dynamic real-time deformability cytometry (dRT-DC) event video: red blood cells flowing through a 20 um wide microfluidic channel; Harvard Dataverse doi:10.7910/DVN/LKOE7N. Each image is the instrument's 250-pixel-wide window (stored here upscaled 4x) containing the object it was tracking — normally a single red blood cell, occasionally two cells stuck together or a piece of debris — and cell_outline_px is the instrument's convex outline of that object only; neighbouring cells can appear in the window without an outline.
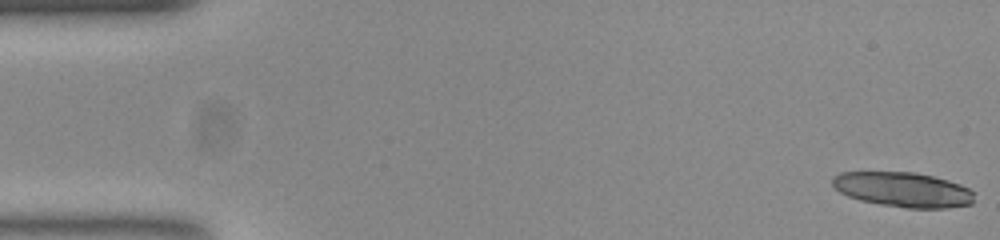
{"species": "common noctule bat (a hibernating species)", "species_latin": "Nyctalus noctula", "temperature_condition": "room temperature", "stored_images_in_passage": 13, "camera_frame_rate_fps": 3000, "um_per_image_px": 0.085, "animal": {"sex": "female", "body_mass_g": 23.0, "forearm_length_mm": 53.4}, "frame": {"image": 1, "passage_image": 1, "time_ms": 0.0, "image_size_px": [1000, 240], "cell_outline_px": [[976, 192], [972, 204], [944, 208], [908, 208], [880, 204], [860, 200], [848, 196], [840, 192], [832, 184], [832, 176], [840, 172], [916, 172], [948, 180], [960, 184]], "centroid_in_image_um": [76.77, 16.11], "position_along_channel_um": 8.2, "area_um2": 28.9}}